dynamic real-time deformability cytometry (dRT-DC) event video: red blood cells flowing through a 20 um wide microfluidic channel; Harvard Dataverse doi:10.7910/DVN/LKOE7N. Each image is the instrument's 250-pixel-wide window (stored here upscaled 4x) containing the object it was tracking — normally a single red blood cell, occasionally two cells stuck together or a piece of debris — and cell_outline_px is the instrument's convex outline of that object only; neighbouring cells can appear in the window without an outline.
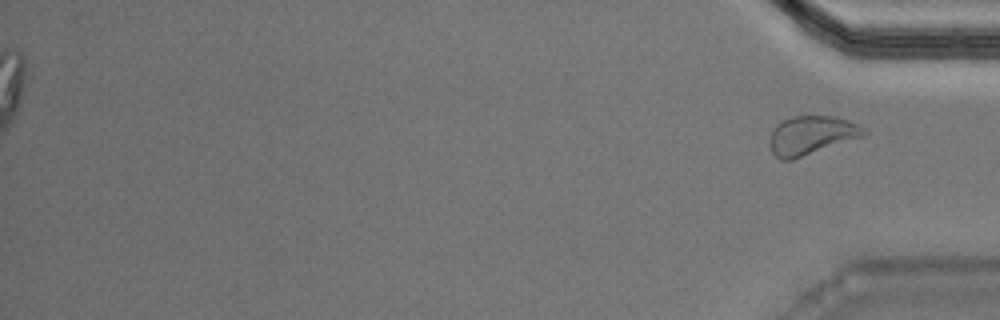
{"species": "Egyptian fruit bat (a non-hibernating species)", "species_latin": "Rousettus aegyptiacus", "temperature_condition": "warm", "stored_images_in_passage": 32, "segment_of_instrument_passage": [2, 2], "camera_frame_rate_fps": 3000, "um_per_image_px": 0.085, "animal": {"sex": "male"}, "frame": {"image": 1, "passage_image": 32, "time_ms": 10.333, "image_size_px": [1000, 320], "cell_outline_px": [[868, 136], [792, 160], [780, 160], [772, 152], [768, 140], [776, 124], [792, 116], [832, 116], [848, 120], [860, 124], [868, 132]], "centroid_in_image_um": [69.02, 11.51], "position_along_channel_um": 366.2, "area_um2": 21.73}}